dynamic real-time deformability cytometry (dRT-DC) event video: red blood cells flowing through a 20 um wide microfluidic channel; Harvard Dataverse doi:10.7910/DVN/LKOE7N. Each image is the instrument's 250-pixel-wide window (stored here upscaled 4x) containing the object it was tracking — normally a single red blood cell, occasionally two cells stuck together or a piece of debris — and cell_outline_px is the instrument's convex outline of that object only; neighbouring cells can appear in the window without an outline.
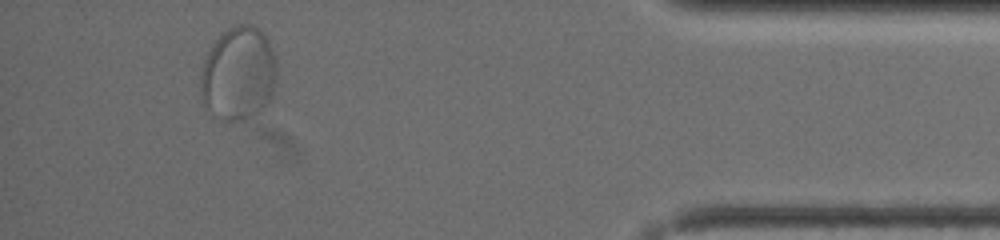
{"species": "common noctule bat (a hibernating species)", "species_latin": "Nyctalus noctula", "temperature_condition": "warm", "stored_images_in_passage": 42, "segment_of_instrument_passage": [2, 2], "camera_frame_rate_fps": 3000, "um_per_image_px": 0.085, "animal": {"sex": "female", "body_mass_g": 19.5, "forearm_length_mm": 54.1}, "frame": {"image": 1, "passage_image": 38, "time_ms": 12.333, "image_size_px": [1000, 240], "cell_outline_px": [[276, 76], [268, 100], [252, 116], [240, 120], [220, 120], [204, 100], [200, 88], [200, 80], [204, 60], [212, 44], [228, 28], [236, 24], [252, 24], [268, 40], [276, 64]], "centroid_in_image_um": [20.25, 6.22], "position_along_channel_um": 415.0, "area_um2": 40.4}}